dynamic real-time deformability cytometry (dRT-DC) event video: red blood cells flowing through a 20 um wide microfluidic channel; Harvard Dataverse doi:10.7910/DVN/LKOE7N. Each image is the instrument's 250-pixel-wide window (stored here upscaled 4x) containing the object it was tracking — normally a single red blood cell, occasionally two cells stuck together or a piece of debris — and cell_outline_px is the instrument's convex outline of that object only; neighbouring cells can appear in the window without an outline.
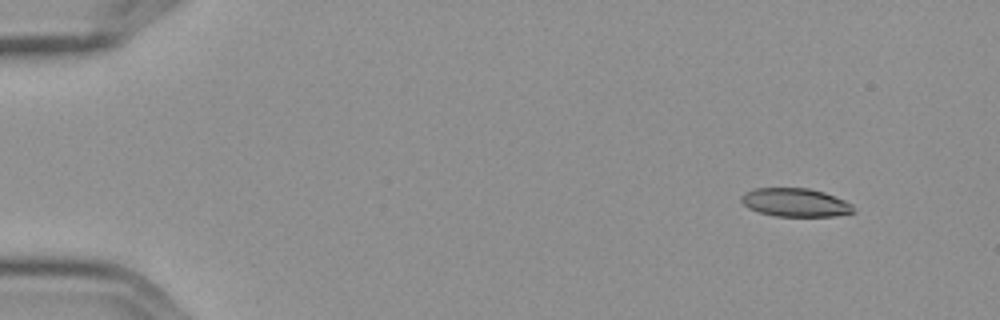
{"species": "Egyptian fruit bat (a non-hibernating species)", "species_latin": "Rousettus aegyptiacus", "temperature_condition": "cold", "stored_images_in_passage": 5, "camera_frame_rate_fps": 3000, "um_per_image_px": 0.085, "frame": {"image": 1, "passage_image": 1, "time_ms": 0.0, "image_size_px": [1000, 320], "cell_outline_px": [[856, 212], [836, 216], [776, 216], [760, 212], [748, 208], [740, 200], [740, 196], [744, 192], [756, 188], [808, 188], [824, 192], [844, 200], [852, 204]], "centroid_in_image_um": [67.61, 17.21], "position_along_channel_um": 17.4, "area_um2": 18.61}}